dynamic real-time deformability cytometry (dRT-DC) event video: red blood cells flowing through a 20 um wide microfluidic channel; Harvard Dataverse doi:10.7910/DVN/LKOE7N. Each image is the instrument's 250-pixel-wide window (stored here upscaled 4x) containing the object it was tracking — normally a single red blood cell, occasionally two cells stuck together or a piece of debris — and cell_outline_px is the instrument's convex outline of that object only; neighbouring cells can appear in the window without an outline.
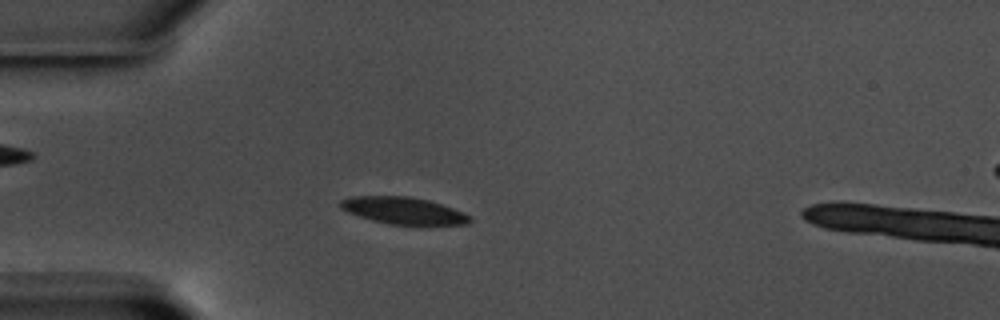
{"species": "common noctule bat (a hibernating species)", "species_latin": "Nyctalus noctula", "temperature_condition": "warm", "stored_images_in_passage": 59, "segment_of_instrument_passage": [1, 2], "camera_frame_rate_fps": 3000, "um_per_image_px": 0.085, "animal": {"sex": "male", "body_mass_g": 17.5, "forearm_length_mm": 52.3}, "frame": {"image": 1, "passage_image": 17, "time_ms": 5.333, "image_size_px": [1000, 320], "cell_outline_px": [[472, 220], [468, 224], [388, 224], [372, 220], [348, 212], [340, 208], [340, 200], [352, 196], [408, 196], [428, 200], [452, 208], [472, 216]], "centroid_in_image_um": [34.28, 17.89], "position_along_channel_um": 50.7, "area_um2": 20.06}}
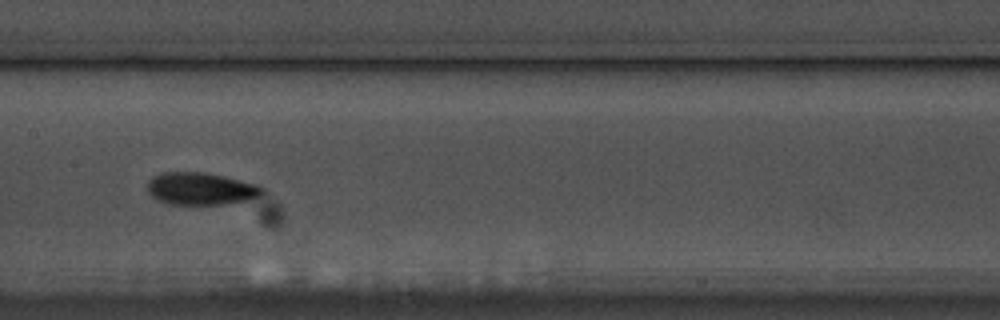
{"frame": {"image": 2, "passage_image": 30, "time_ms": 9.667, "image_size_px": [1000, 320], "cell_outline_px": [[264, 192], [248, 200], [224, 204], [168, 204], [152, 196], [148, 192], [148, 180], [152, 176], [164, 172], [204, 172], [224, 176], [260, 184], [264, 188]], "centroid_in_image_um": [17.08, 16.03], "position_along_channel_um": 190.3, "area_um2": 21.68}}
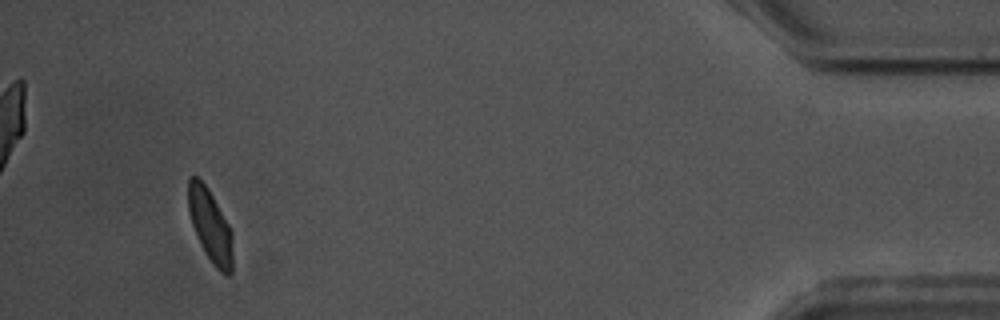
{"frame": {"image": 3, "passage_image": 55, "time_ms": 18.0, "image_size_px": [1000, 320], "cell_outline_px": [[232, 272], [228, 276], [224, 276], [212, 264], [192, 224], [188, 212], [188, 180], [192, 176], [196, 176], [208, 188], [228, 224], [232, 232]], "centroid_in_image_um": [17.88, 19.2], "position_along_channel_um": 417.3, "area_um2": 18.5}}